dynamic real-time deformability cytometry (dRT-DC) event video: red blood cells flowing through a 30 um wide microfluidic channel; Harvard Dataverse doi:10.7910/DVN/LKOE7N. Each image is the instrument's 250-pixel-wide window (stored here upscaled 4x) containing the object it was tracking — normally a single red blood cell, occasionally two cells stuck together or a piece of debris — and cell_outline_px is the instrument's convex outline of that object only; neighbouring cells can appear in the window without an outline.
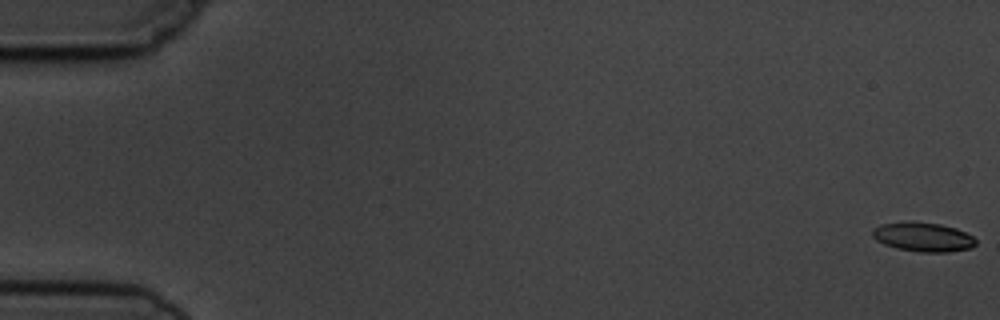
{"species": "common noctule bat (a hibernating species)", "species_latin": "Nyctalus noctula", "temperature_condition": "cold", "stored_images_in_passage": 6, "segment_of_instrument_passage": [1, 2], "camera_frame_rate_fps": 3000, "um_per_image_px": 0.085, "animal": {"sex": "male", "body_mass_g": 19.5, "forearm_length_mm": 54.6}, "frame": {"image": 1, "passage_image": 1, "time_ms": 0.0, "image_size_px": [1000, 320], "cell_outline_px": [[976, 244], [972, 248], [948, 252], [920, 252], [896, 248], [884, 244], [876, 240], [872, 236], [872, 228], [880, 224], [912, 220], [940, 224], [956, 228], [972, 236], [976, 240]], "centroid_in_image_um": [78.43, 20.13], "position_along_channel_um": 6.6, "area_um2": 17.86}}
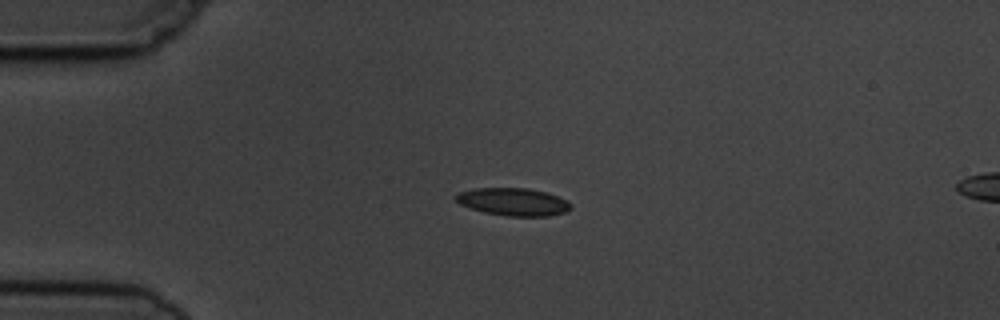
{"frame": {"image": 2, "passage_image": 4, "time_ms": 4.333, "image_size_px": [1000, 320], "cell_outline_px": [[572, 208], [568, 212], [548, 216], [508, 216], [484, 212], [460, 204], [452, 196], [460, 192], [476, 188], [528, 188], [548, 192], [568, 200], [572, 204]], "centroid_in_image_um": [43.68, 17.15], "position_along_channel_um": 41.3, "area_um2": 18.73}}